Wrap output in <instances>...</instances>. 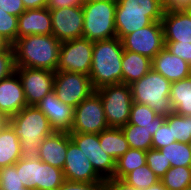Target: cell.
Here are the masks:
<instances>
[{
  "label": "cell",
  "instance_id": "cb8c5ba5",
  "mask_svg": "<svg viewBox=\"0 0 191 190\" xmlns=\"http://www.w3.org/2000/svg\"><path fill=\"white\" fill-rule=\"evenodd\" d=\"M21 158V143L12 127L0 130V168L14 165Z\"/></svg>",
  "mask_w": 191,
  "mask_h": 190
},
{
  "label": "cell",
  "instance_id": "f35d334b",
  "mask_svg": "<svg viewBox=\"0 0 191 190\" xmlns=\"http://www.w3.org/2000/svg\"><path fill=\"white\" fill-rule=\"evenodd\" d=\"M165 47L170 53L182 58L191 66V43L165 42Z\"/></svg>",
  "mask_w": 191,
  "mask_h": 190
},
{
  "label": "cell",
  "instance_id": "52a82bcc",
  "mask_svg": "<svg viewBox=\"0 0 191 190\" xmlns=\"http://www.w3.org/2000/svg\"><path fill=\"white\" fill-rule=\"evenodd\" d=\"M102 101L106 122L109 127L121 128L129 121L133 98L130 85H105L95 90Z\"/></svg>",
  "mask_w": 191,
  "mask_h": 190
},
{
  "label": "cell",
  "instance_id": "8992f818",
  "mask_svg": "<svg viewBox=\"0 0 191 190\" xmlns=\"http://www.w3.org/2000/svg\"><path fill=\"white\" fill-rule=\"evenodd\" d=\"M117 2H85L82 37L92 42L117 37L115 10Z\"/></svg>",
  "mask_w": 191,
  "mask_h": 190
},
{
  "label": "cell",
  "instance_id": "83f0119b",
  "mask_svg": "<svg viewBox=\"0 0 191 190\" xmlns=\"http://www.w3.org/2000/svg\"><path fill=\"white\" fill-rule=\"evenodd\" d=\"M158 128H146L127 123L121 127L130 148L148 151L152 149V135Z\"/></svg>",
  "mask_w": 191,
  "mask_h": 190
},
{
  "label": "cell",
  "instance_id": "277c9868",
  "mask_svg": "<svg viewBox=\"0 0 191 190\" xmlns=\"http://www.w3.org/2000/svg\"><path fill=\"white\" fill-rule=\"evenodd\" d=\"M164 9L161 0H118L115 10L116 35L124 36L161 21Z\"/></svg>",
  "mask_w": 191,
  "mask_h": 190
},
{
  "label": "cell",
  "instance_id": "7c38bea8",
  "mask_svg": "<svg viewBox=\"0 0 191 190\" xmlns=\"http://www.w3.org/2000/svg\"><path fill=\"white\" fill-rule=\"evenodd\" d=\"M124 50L153 59L164 47V31L161 21H153L121 39Z\"/></svg>",
  "mask_w": 191,
  "mask_h": 190
},
{
  "label": "cell",
  "instance_id": "d6a6232c",
  "mask_svg": "<svg viewBox=\"0 0 191 190\" xmlns=\"http://www.w3.org/2000/svg\"><path fill=\"white\" fill-rule=\"evenodd\" d=\"M165 122L172 127L173 137L178 142L188 143L191 140V116L169 113Z\"/></svg>",
  "mask_w": 191,
  "mask_h": 190
},
{
  "label": "cell",
  "instance_id": "60d3db41",
  "mask_svg": "<svg viewBox=\"0 0 191 190\" xmlns=\"http://www.w3.org/2000/svg\"><path fill=\"white\" fill-rule=\"evenodd\" d=\"M0 8L17 17L26 10L22 0H0Z\"/></svg>",
  "mask_w": 191,
  "mask_h": 190
},
{
  "label": "cell",
  "instance_id": "e0dca14e",
  "mask_svg": "<svg viewBox=\"0 0 191 190\" xmlns=\"http://www.w3.org/2000/svg\"><path fill=\"white\" fill-rule=\"evenodd\" d=\"M36 106L48 118L54 131L70 133L75 108L60 101L54 91L44 96Z\"/></svg>",
  "mask_w": 191,
  "mask_h": 190
},
{
  "label": "cell",
  "instance_id": "b9f144b4",
  "mask_svg": "<svg viewBox=\"0 0 191 190\" xmlns=\"http://www.w3.org/2000/svg\"><path fill=\"white\" fill-rule=\"evenodd\" d=\"M103 190H138L127 184L124 180L115 177L103 181Z\"/></svg>",
  "mask_w": 191,
  "mask_h": 190
},
{
  "label": "cell",
  "instance_id": "ac0fdd59",
  "mask_svg": "<svg viewBox=\"0 0 191 190\" xmlns=\"http://www.w3.org/2000/svg\"><path fill=\"white\" fill-rule=\"evenodd\" d=\"M26 106L22 82L15 71L0 81V111L10 118Z\"/></svg>",
  "mask_w": 191,
  "mask_h": 190
},
{
  "label": "cell",
  "instance_id": "4316f807",
  "mask_svg": "<svg viewBox=\"0 0 191 190\" xmlns=\"http://www.w3.org/2000/svg\"><path fill=\"white\" fill-rule=\"evenodd\" d=\"M166 120L163 115H158L149 106L133 102L130 110L129 124L146 128H159Z\"/></svg>",
  "mask_w": 191,
  "mask_h": 190
},
{
  "label": "cell",
  "instance_id": "4fadbf2b",
  "mask_svg": "<svg viewBox=\"0 0 191 190\" xmlns=\"http://www.w3.org/2000/svg\"><path fill=\"white\" fill-rule=\"evenodd\" d=\"M69 135L104 180L114 177L116 161L102 150L98 134L70 132Z\"/></svg>",
  "mask_w": 191,
  "mask_h": 190
},
{
  "label": "cell",
  "instance_id": "4dcf8cb0",
  "mask_svg": "<svg viewBox=\"0 0 191 190\" xmlns=\"http://www.w3.org/2000/svg\"><path fill=\"white\" fill-rule=\"evenodd\" d=\"M160 181L168 190H184L191 185V167H171Z\"/></svg>",
  "mask_w": 191,
  "mask_h": 190
},
{
  "label": "cell",
  "instance_id": "d6986e66",
  "mask_svg": "<svg viewBox=\"0 0 191 190\" xmlns=\"http://www.w3.org/2000/svg\"><path fill=\"white\" fill-rule=\"evenodd\" d=\"M30 35H52V20L47 7L27 9L18 17L17 38Z\"/></svg>",
  "mask_w": 191,
  "mask_h": 190
},
{
  "label": "cell",
  "instance_id": "7dc6e473",
  "mask_svg": "<svg viewBox=\"0 0 191 190\" xmlns=\"http://www.w3.org/2000/svg\"><path fill=\"white\" fill-rule=\"evenodd\" d=\"M9 117L2 111H0V130H2L9 121Z\"/></svg>",
  "mask_w": 191,
  "mask_h": 190
},
{
  "label": "cell",
  "instance_id": "484cf974",
  "mask_svg": "<svg viewBox=\"0 0 191 190\" xmlns=\"http://www.w3.org/2000/svg\"><path fill=\"white\" fill-rule=\"evenodd\" d=\"M98 135L102 150L113 157L115 161L130 148L121 128L109 127Z\"/></svg>",
  "mask_w": 191,
  "mask_h": 190
},
{
  "label": "cell",
  "instance_id": "7402d4cb",
  "mask_svg": "<svg viewBox=\"0 0 191 190\" xmlns=\"http://www.w3.org/2000/svg\"><path fill=\"white\" fill-rule=\"evenodd\" d=\"M68 150V132L54 131L42 140L39 159L54 167L63 169Z\"/></svg>",
  "mask_w": 191,
  "mask_h": 190
},
{
  "label": "cell",
  "instance_id": "816d5d0a",
  "mask_svg": "<svg viewBox=\"0 0 191 190\" xmlns=\"http://www.w3.org/2000/svg\"><path fill=\"white\" fill-rule=\"evenodd\" d=\"M191 18V7L185 10Z\"/></svg>",
  "mask_w": 191,
  "mask_h": 190
},
{
  "label": "cell",
  "instance_id": "db71d44e",
  "mask_svg": "<svg viewBox=\"0 0 191 190\" xmlns=\"http://www.w3.org/2000/svg\"><path fill=\"white\" fill-rule=\"evenodd\" d=\"M184 190H191V185H188Z\"/></svg>",
  "mask_w": 191,
  "mask_h": 190
},
{
  "label": "cell",
  "instance_id": "2e32d148",
  "mask_svg": "<svg viewBox=\"0 0 191 190\" xmlns=\"http://www.w3.org/2000/svg\"><path fill=\"white\" fill-rule=\"evenodd\" d=\"M64 178L76 182H103L104 179L94 170L92 163L81 149L71 140L68 133V150L63 167Z\"/></svg>",
  "mask_w": 191,
  "mask_h": 190
},
{
  "label": "cell",
  "instance_id": "f6af8a7d",
  "mask_svg": "<svg viewBox=\"0 0 191 190\" xmlns=\"http://www.w3.org/2000/svg\"><path fill=\"white\" fill-rule=\"evenodd\" d=\"M25 9H38L46 7L47 0H22Z\"/></svg>",
  "mask_w": 191,
  "mask_h": 190
},
{
  "label": "cell",
  "instance_id": "5bb4252c",
  "mask_svg": "<svg viewBox=\"0 0 191 190\" xmlns=\"http://www.w3.org/2000/svg\"><path fill=\"white\" fill-rule=\"evenodd\" d=\"M23 86L28 106H36L53 91L55 72L48 69L15 67Z\"/></svg>",
  "mask_w": 191,
  "mask_h": 190
},
{
  "label": "cell",
  "instance_id": "bcb514c9",
  "mask_svg": "<svg viewBox=\"0 0 191 190\" xmlns=\"http://www.w3.org/2000/svg\"><path fill=\"white\" fill-rule=\"evenodd\" d=\"M7 50H13L12 43L0 34V52H5Z\"/></svg>",
  "mask_w": 191,
  "mask_h": 190
},
{
  "label": "cell",
  "instance_id": "3957f363",
  "mask_svg": "<svg viewBox=\"0 0 191 190\" xmlns=\"http://www.w3.org/2000/svg\"><path fill=\"white\" fill-rule=\"evenodd\" d=\"M124 49L118 37L94 42L89 77L96 90L105 85L122 83Z\"/></svg>",
  "mask_w": 191,
  "mask_h": 190
},
{
  "label": "cell",
  "instance_id": "9c48e42d",
  "mask_svg": "<svg viewBox=\"0 0 191 190\" xmlns=\"http://www.w3.org/2000/svg\"><path fill=\"white\" fill-rule=\"evenodd\" d=\"M94 42L86 38L63 41L56 71L90 74Z\"/></svg>",
  "mask_w": 191,
  "mask_h": 190
},
{
  "label": "cell",
  "instance_id": "5b68a950",
  "mask_svg": "<svg viewBox=\"0 0 191 190\" xmlns=\"http://www.w3.org/2000/svg\"><path fill=\"white\" fill-rule=\"evenodd\" d=\"M133 102L144 104L158 115L174 112L170 99L171 82L151 69L140 80L130 84Z\"/></svg>",
  "mask_w": 191,
  "mask_h": 190
},
{
  "label": "cell",
  "instance_id": "8d00e7d4",
  "mask_svg": "<svg viewBox=\"0 0 191 190\" xmlns=\"http://www.w3.org/2000/svg\"><path fill=\"white\" fill-rule=\"evenodd\" d=\"M176 142L173 137L172 127L164 122L152 135V149L159 150L160 148Z\"/></svg>",
  "mask_w": 191,
  "mask_h": 190
},
{
  "label": "cell",
  "instance_id": "836d02e7",
  "mask_svg": "<svg viewBox=\"0 0 191 190\" xmlns=\"http://www.w3.org/2000/svg\"><path fill=\"white\" fill-rule=\"evenodd\" d=\"M146 164L159 179L171 168L170 162H167L165 156L156 149H149L146 152Z\"/></svg>",
  "mask_w": 191,
  "mask_h": 190
},
{
  "label": "cell",
  "instance_id": "8fae6325",
  "mask_svg": "<svg viewBox=\"0 0 191 190\" xmlns=\"http://www.w3.org/2000/svg\"><path fill=\"white\" fill-rule=\"evenodd\" d=\"M53 91L60 101L75 108L80 102L89 97L95 89L89 75L56 71Z\"/></svg>",
  "mask_w": 191,
  "mask_h": 190
},
{
  "label": "cell",
  "instance_id": "ffe728a7",
  "mask_svg": "<svg viewBox=\"0 0 191 190\" xmlns=\"http://www.w3.org/2000/svg\"><path fill=\"white\" fill-rule=\"evenodd\" d=\"M152 69L163 75L171 83L189 77L191 66L164 47L153 59Z\"/></svg>",
  "mask_w": 191,
  "mask_h": 190
},
{
  "label": "cell",
  "instance_id": "c3c4849f",
  "mask_svg": "<svg viewBox=\"0 0 191 190\" xmlns=\"http://www.w3.org/2000/svg\"><path fill=\"white\" fill-rule=\"evenodd\" d=\"M144 190H168L161 181L156 183L155 185H152Z\"/></svg>",
  "mask_w": 191,
  "mask_h": 190
},
{
  "label": "cell",
  "instance_id": "44dd1931",
  "mask_svg": "<svg viewBox=\"0 0 191 190\" xmlns=\"http://www.w3.org/2000/svg\"><path fill=\"white\" fill-rule=\"evenodd\" d=\"M161 23L165 42L191 43V18L186 11H164Z\"/></svg>",
  "mask_w": 191,
  "mask_h": 190
},
{
  "label": "cell",
  "instance_id": "d590c367",
  "mask_svg": "<svg viewBox=\"0 0 191 190\" xmlns=\"http://www.w3.org/2000/svg\"><path fill=\"white\" fill-rule=\"evenodd\" d=\"M15 165L0 168V189H19L24 187Z\"/></svg>",
  "mask_w": 191,
  "mask_h": 190
},
{
  "label": "cell",
  "instance_id": "30bf717a",
  "mask_svg": "<svg viewBox=\"0 0 191 190\" xmlns=\"http://www.w3.org/2000/svg\"><path fill=\"white\" fill-rule=\"evenodd\" d=\"M109 128L99 94L94 91L74 109L70 132L99 134Z\"/></svg>",
  "mask_w": 191,
  "mask_h": 190
},
{
  "label": "cell",
  "instance_id": "7a4b0ae2",
  "mask_svg": "<svg viewBox=\"0 0 191 190\" xmlns=\"http://www.w3.org/2000/svg\"><path fill=\"white\" fill-rule=\"evenodd\" d=\"M61 43L53 35H30L17 38L12 44L15 66L56 72Z\"/></svg>",
  "mask_w": 191,
  "mask_h": 190
},
{
  "label": "cell",
  "instance_id": "681fc988",
  "mask_svg": "<svg viewBox=\"0 0 191 190\" xmlns=\"http://www.w3.org/2000/svg\"><path fill=\"white\" fill-rule=\"evenodd\" d=\"M0 190H34V189H31V188H28L27 186H24V187L19 188V189H0Z\"/></svg>",
  "mask_w": 191,
  "mask_h": 190
},
{
  "label": "cell",
  "instance_id": "ee69618b",
  "mask_svg": "<svg viewBox=\"0 0 191 190\" xmlns=\"http://www.w3.org/2000/svg\"><path fill=\"white\" fill-rule=\"evenodd\" d=\"M191 7V0H164V11H185Z\"/></svg>",
  "mask_w": 191,
  "mask_h": 190
},
{
  "label": "cell",
  "instance_id": "9a60e30c",
  "mask_svg": "<svg viewBox=\"0 0 191 190\" xmlns=\"http://www.w3.org/2000/svg\"><path fill=\"white\" fill-rule=\"evenodd\" d=\"M52 35L59 41L82 38L84 14L82 7L50 10Z\"/></svg>",
  "mask_w": 191,
  "mask_h": 190
},
{
  "label": "cell",
  "instance_id": "7bdbcfd3",
  "mask_svg": "<svg viewBox=\"0 0 191 190\" xmlns=\"http://www.w3.org/2000/svg\"><path fill=\"white\" fill-rule=\"evenodd\" d=\"M85 0H47L46 7L49 10H56L64 7H82Z\"/></svg>",
  "mask_w": 191,
  "mask_h": 190
},
{
  "label": "cell",
  "instance_id": "f546056e",
  "mask_svg": "<svg viewBox=\"0 0 191 190\" xmlns=\"http://www.w3.org/2000/svg\"><path fill=\"white\" fill-rule=\"evenodd\" d=\"M171 167H191V151L185 142H173L159 149Z\"/></svg>",
  "mask_w": 191,
  "mask_h": 190
},
{
  "label": "cell",
  "instance_id": "f1b7e54d",
  "mask_svg": "<svg viewBox=\"0 0 191 190\" xmlns=\"http://www.w3.org/2000/svg\"><path fill=\"white\" fill-rule=\"evenodd\" d=\"M146 152L140 149L129 148L116 160L114 177L122 179L132 170L146 164Z\"/></svg>",
  "mask_w": 191,
  "mask_h": 190
},
{
  "label": "cell",
  "instance_id": "f5cc1de1",
  "mask_svg": "<svg viewBox=\"0 0 191 190\" xmlns=\"http://www.w3.org/2000/svg\"><path fill=\"white\" fill-rule=\"evenodd\" d=\"M187 144H188L189 150L191 151V140Z\"/></svg>",
  "mask_w": 191,
  "mask_h": 190
},
{
  "label": "cell",
  "instance_id": "ab89813d",
  "mask_svg": "<svg viewBox=\"0 0 191 190\" xmlns=\"http://www.w3.org/2000/svg\"><path fill=\"white\" fill-rule=\"evenodd\" d=\"M57 190H103V182H76L65 179Z\"/></svg>",
  "mask_w": 191,
  "mask_h": 190
},
{
  "label": "cell",
  "instance_id": "f907efd6",
  "mask_svg": "<svg viewBox=\"0 0 191 190\" xmlns=\"http://www.w3.org/2000/svg\"><path fill=\"white\" fill-rule=\"evenodd\" d=\"M99 1L117 2L118 0H85V2H99Z\"/></svg>",
  "mask_w": 191,
  "mask_h": 190
},
{
  "label": "cell",
  "instance_id": "6da1fadb",
  "mask_svg": "<svg viewBox=\"0 0 191 190\" xmlns=\"http://www.w3.org/2000/svg\"><path fill=\"white\" fill-rule=\"evenodd\" d=\"M8 124L20 140L24 160L39 158L40 143L54 132L48 118L37 106H26L11 116Z\"/></svg>",
  "mask_w": 191,
  "mask_h": 190
},
{
  "label": "cell",
  "instance_id": "e575fe53",
  "mask_svg": "<svg viewBox=\"0 0 191 190\" xmlns=\"http://www.w3.org/2000/svg\"><path fill=\"white\" fill-rule=\"evenodd\" d=\"M18 17L0 8V34L12 44L17 39Z\"/></svg>",
  "mask_w": 191,
  "mask_h": 190
},
{
  "label": "cell",
  "instance_id": "74e56055",
  "mask_svg": "<svg viewBox=\"0 0 191 190\" xmlns=\"http://www.w3.org/2000/svg\"><path fill=\"white\" fill-rule=\"evenodd\" d=\"M14 50L0 52V81L15 72Z\"/></svg>",
  "mask_w": 191,
  "mask_h": 190
},
{
  "label": "cell",
  "instance_id": "ba28073f",
  "mask_svg": "<svg viewBox=\"0 0 191 190\" xmlns=\"http://www.w3.org/2000/svg\"><path fill=\"white\" fill-rule=\"evenodd\" d=\"M14 165L23 185L34 190H57L65 181L62 169L43 163L39 158H20Z\"/></svg>",
  "mask_w": 191,
  "mask_h": 190
},
{
  "label": "cell",
  "instance_id": "1f68e13d",
  "mask_svg": "<svg viewBox=\"0 0 191 190\" xmlns=\"http://www.w3.org/2000/svg\"><path fill=\"white\" fill-rule=\"evenodd\" d=\"M122 180L138 190H144L160 181L159 177L148 167L147 164L132 170L125 175Z\"/></svg>",
  "mask_w": 191,
  "mask_h": 190
},
{
  "label": "cell",
  "instance_id": "603a6c76",
  "mask_svg": "<svg viewBox=\"0 0 191 190\" xmlns=\"http://www.w3.org/2000/svg\"><path fill=\"white\" fill-rule=\"evenodd\" d=\"M152 59L147 56L124 50L122 58V83L130 85L140 80L152 69Z\"/></svg>",
  "mask_w": 191,
  "mask_h": 190
},
{
  "label": "cell",
  "instance_id": "d4e9b609",
  "mask_svg": "<svg viewBox=\"0 0 191 190\" xmlns=\"http://www.w3.org/2000/svg\"><path fill=\"white\" fill-rule=\"evenodd\" d=\"M170 99L174 113L191 116V75L171 83Z\"/></svg>",
  "mask_w": 191,
  "mask_h": 190
}]
</instances>
